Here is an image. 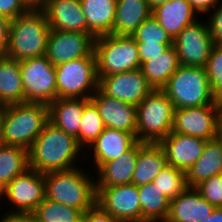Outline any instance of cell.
I'll use <instances>...</instances> for the list:
<instances>
[{
    "instance_id": "cell-1",
    "label": "cell",
    "mask_w": 222,
    "mask_h": 222,
    "mask_svg": "<svg viewBox=\"0 0 222 222\" xmlns=\"http://www.w3.org/2000/svg\"><path fill=\"white\" fill-rule=\"evenodd\" d=\"M82 150L74 136L48 121L28 150L29 168L43 174L76 168L80 154L87 152Z\"/></svg>"
},
{
    "instance_id": "cell-2",
    "label": "cell",
    "mask_w": 222,
    "mask_h": 222,
    "mask_svg": "<svg viewBox=\"0 0 222 222\" xmlns=\"http://www.w3.org/2000/svg\"><path fill=\"white\" fill-rule=\"evenodd\" d=\"M48 121L47 104L25 102L3 106L0 143L29 150Z\"/></svg>"
},
{
    "instance_id": "cell-3",
    "label": "cell",
    "mask_w": 222,
    "mask_h": 222,
    "mask_svg": "<svg viewBox=\"0 0 222 222\" xmlns=\"http://www.w3.org/2000/svg\"><path fill=\"white\" fill-rule=\"evenodd\" d=\"M50 30L45 11L34 5L11 20L7 57L22 61L44 56Z\"/></svg>"
},
{
    "instance_id": "cell-4",
    "label": "cell",
    "mask_w": 222,
    "mask_h": 222,
    "mask_svg": "<svg viewBox=\"0 0 222 222\" xmlns=\"http://www.w3.org/2000/svg\"><path fill=\"white\" fill-rule=\"evenodd\" d=\"M45 198L80 210L82 213L96 204L95 175L76 167L44 174Z\"/></svg>"
},
{
    "instance_id": "cell-5",
    "label": "cell",
    "mask_w": 222,
    "mask_h": 222,
    "mask_svg": "<svg viewBox=\"0 0 222 222\" xmlns=\"http://www.w3.org/2000/svg\"><path fill=\"white\" fill-rule=\"evenodd\" d=\"M161 90L175 109L221 102L212 94L205 67L180 65Z\"/></svg>"
},
{
    "instance_id": "cell-6",
    "label": "cell",
    "mask_w": 222,
    "mask_h": 222,
    "mask_svg": "<svg viewBox=\"0 0 222 222\" xmlns=\"http://www.w3.org/2000/svg\"><path fill=\"white\" fill-rule=\"evenodd\" d=\"M174 106L162 90H153L136 106V139L143 143H159L172 130Z\"/></svg>"
},
{
    "instance_id": "cell-7",
    "label": "cell",
    "mask_w": 222,
    "mask_h": 222,
    "mask_svg": "<svg viewBox=\"0 0 222 222\" xmlns=\"http://www.w3.org/2000/svg\"><path fill=\"white\" fill-rule=\"evenodd\" d=\"M97 76L104 77L140 68L137 42L132 36L108 34L95 38Z\"/></svg>"
},
{
    "instance_id": "cell-8",
    "label": "cell",
    "mask_w": 222,
    "mask_h": 222,
    "mask_svg": "<svg viewBox=\"0 0 222 222\" xmlns=\"http://www.w3.org/2000/svg\"><path fill=\"white\" fill-rule=\"evenodd\" d=\"M55 73L57 98L90 99L98 89L95 55L60 63Z\"/></svg>"
},
{
    "instance_id": "cell-9",
    "label": "cell",
    "mask_w": 222,
    "mask_h": 222,
    "mask_svg": "<svg viewBox=\"0 0 222 222\" xmlns=\"http://www.w3.org/2000/svg\"><path fill=\"white\" fill-rule=\"evenodd\" d=\"M24 103L50 104L57 98L55 66L40 56L19 61Z\"/></svg>"
},
{
    "instance_id": "cell-10",
    "label": "cell",
    "mask_w": 222,
    "mask_h": 222,
    "mask_svg": "<svg viewBox=\"0 0 222 222\" xmlns=\"http://www.w3.org/2000/svg\"><path fill=\"white\" fill-rule=\"evenodd\" d=\"M44 199V174L31 168L4 187V201L13 205L7 213L32 214Z\"/></svg>"
},
{
    "instance_id": "cell-11",
    "label": "cell",
    "mask_w": 222,
    "mask_h": 222,
    "mask_svg": "<svg viewBox=\"0 0 222 222\" xmlns=\"http://www.w3.org/2000/svg\"><path fill=\"white\" fill-rule=\"evenodd\" d=\"M197 19L173 40L179 63L184 66L205 67L210 56L213 39L207 22Z\"/></svg>"
},
{
    "instance_id": "cell-12",
    "label": "cell",
    "mask_w": 222,
    "mask_h": 222,
    "mask_svg": "<svg viewBox=\"0 0 222 222\" xmlns=\"http://www.w3.org/2000/svg\"><path fill=\"white\" fill-rule=\"evenodd\" d=\"M96 204L118 222H142L138 186L96 187Z\"/></svg>"
},
{
    "instance_id": "cell-13",
    "label": "cell",
    "mask_w": 222,
    "mask_h": 222,
    "mask_svg": "<svg viewBox=\"0 0 222 222\" xmlns=\"http://www.w3.org/2000/svg\"><path fill=\"white\" fill-rule=\"evenodd\" d=\"M220 104L174 110L171 132L190 135L206 141L216 139Z\"/></svg>"
},
{
    "instance_id": "cell-14",
    "label": "cell",
    "mask_w": 222,
    "mask_h": 222,
    "mask_svg": "<svg viewBox=\"0 0 222 222\" xmlns=\"http://www.w3.org/2000/svg\"><path fill=\"white\" fill-rule=\"evenodd\" d=\"M94 42L95 37L89 33L50 30L45 56L56 66L70 60L95 55Z\"/></svg>"
},
{
    "instance_id": "cell-15",
    "label": "cell",
    "mask_w": 222,
    "mask_h": 222,
    "mask_svg": "<svg viewBox=\"0 0 222 222\" xmlns=\"http://www.w3.org/2000/svg\"><path fill=\"white\" fill-rule=\"evenodd\" d=\"M98 88L107 96L138 106L153 88L139 69L98 77Z\"/></svg>"
},
{
    "instance_id": "cell-16",
    "label": "cell",
    "mask_w": 222,
    "mask_h": 222,
    "mask_svg": "<svg viewBox=\"0 0 222 222\" xmlns=\"http://www.w3.org/2000/svg\"><path fill=\"white\" fill-rule=\"evenodd\" d=\"M90 100L96 105L105 127L132 133L136 137V106L104 94L99 88Z\"/></svg>"
},
{
    "instance_id": "cell-17",
    "label": "cell",
    "mask_w": 222,
    "mask_h": 222,
    "mask_svg": "<svg viewBox=\"0 0 222 222\" xmlns=\"http://www.w3.org/2000/svg\"><path fill=\"white\" fill-rule=\"evenodd\" d=\"M206 142L198 137L171 132L158 144L167 163L186 173L203 153Z\"/></svg>"
},
{
    "instance_id": "cell-18",
    "label": "cell",
    "mask_w": 222,
    "mask_h": 222,
    "mask_svg": "<svg viewBox=\"0 0 222 222\" xmlns=\"http://www.w3.org/2000/svg\"><path fill=\"white\" fill-rule=\"evenodd\" d=\"M51 30L87 33V21L80 0H45L39 5Z\"/></svg>"
},
{
    "instance_id": "cell-19",
    "label": "cell",
    "mask_w": 222,
    "mask_h": 222,
    "mask_svg": "<svg viewBox=\"0 0 222 222\" xmlns=\"http://www.w3.org/2000/svg\"><path fill=\"white\" fill-rule=\"evenodd\" d=\"M136 141L132 133L106 127L89 147L91 152L88 153L94 161L92 164L95 170L97 171L104 163L121 156Z\"/></svg>"
},
{
    "instance_id": "cell-20",
    "label": "cell",
    "mask_w": 222,
    "mask_h": 222,
    "mask_svg": "<svg viewBox=\"0 0 222 222\" xmlns=\"http://www.w3.org/2000/svg\"><path fill=\"white\" fill-rule=\"evenodd\" d=\"M215 209L195 188H186L170 200L169 214L165 222H199Z\"/></svg>"
},
{
    "instance_id": "cell-21",
    "label": "cell",
    "mask_w": 222,
    "mask_h": 222,
    "mask_svg": "<svg viewBox=\"0 0 222 222\" xmlns=\"http://www.w3.org/2000/svg\"><path fill=\"white\" fill-rule=\"evenodd\" d=\"M140 141H136L126 152L118 158L104 163L95 173L96 187L119 186L131 184Z\"/></svg>"
},
{
    "instance_id": "cell-22",
    "label": "cell",
    "mask_w": 222,
    "mask_h": 222,
    "mask_svg": "<svg viewBox=\"0 0 222 222\" xmlns=\"http://www.w3.org/2000/svg\"><path fill=\"white\" fill-rule=\"evenodd\" d=\"M89 101L84 98H56L48 104L49 122L77 138L84 107Z\"/></svg>"
},
{
    "instance_id": "cell-23",
    "label": "cell",
    "mask_w": 222,
    "mask_h": 222,
    "mask_svg": "<svg viewBox=\"0 0 222 222\" xmlns=\"http://www.w3.org/2000/svg\"><path fill=\"white\" fill-rule=\"evenodd\" d=\"M196 15L197 12L187 0H171L155 7L151 13L173 40L197 20Z\"/></svg>"
},
{
    "instance_id": "cell-24",
    "label": "cell",
    "mask_w": 222,
    "mask_h": 222,
    "mask_svg": "<svg viewBox=\"0 0 222 222\" xmlns=\"http://www.w3.org/2000/svg\"><path fill=\"white\" fill-rule=\"evenodd\" d=\"M222 173V143L213 139L206 142L203 153L185 173L186 184L195 188L202 181Z\"/></svg>"
},
{
    "instance_id": "cell-25",
    "label": "cell",
    "mask_w": 222,
    "mask_h": 222,
    "mask_svg": "<svg viewBox=\"0 0 222 222\" xmlns=\"http://www.w3.org/2000/svg\"><path fill=\"white\" fill-rule=\"evenodd\" d=\"M167 164L163 149L158 143L140 142L132 184L141 186L153 182Z\"/></svg>"
},
{
    "instance_id": "cell-26",
    "label": "cell",
    "mask_w": 222,
    "mask_h": 222,
    "mask_svg": "<svg viewBox=\"0 0 222 222\" xmlns=\"http://www.w3.org/2000/svg\"><path fill=\"white\" fill-rule=\"evenodd\" d=\"M151 13L147 0H117L112 34L131 36Z\"/></svg>"
},
{
    "instance_id": "cell-27",
    "label": "cell",
    "mask_w": 222,
    "mask_h": 222,
    "mask_svg": "<svg viewBox=\"0 0 222 222\" xmlns=\"http://www.w3.org/2000/svg\"><path fill=\"white\" fill-rule=\"evenodd\" d=\"M117 0H80L87 33L95 38L112 34Z\"/></svg>"
},
{
    "instance_id": "cell-28",
    "label": "cell",
    "mask_w": 222,
    "mask_h": 222,
    "mask_svg": "<svg viewBox=\"0 0 222 222\" xmlns=\"http://www.w3.org/2000/svg\"><path fill=\"white\" fill-rule=\"evenodd\" d=\"M179 66L176 49L171 45L162 54L142 63L140 70L153 90H161Z\"/></svg>"
},
{
    "instance_id": "cell-29",
    "label": "cell",
    "mask_w": 222,
    "mask_h": 222,
    "mask_svg": "<svg viewBox=\"0 0 222 222\" xmlns=\"http://www.w3.org/2000/svg\"><path fill=\"white\" fill-rule=\"evenodd\" d=\"M24 103L20 63L10 57H0V104Z\"/></svg>"
},
{
    "instance_id": "cell-30",
    "label": "cell",
    "mask_w": 222,
    "mask_h": 222,
    "mask_svg": "<svg viewBox=\"0 0 222 222\" xmlns=\"http://www.w3.org/2000/svg\"><path fill=\"white\" fill-rule=\"evenodd\" d=\"M142 222H165L170 209V200L153 182L138 186Z\"/></svg>"
},
{
    "instance_id": "cell-31",
    "label": "cell",
    "mask_w": 222,
    "mask_h": 222,
    "mask_svg": "<svg viewBox=\"0 0 222 222\" xmlns=\"http://www.w3.org/2000/svg\"><path fill=\"white\" fill-rule=\"evenodd\" d=\"M29 168L28 150L0 143V184L5 187Z\"/></svg>"
},
{
    "instance_id": "cell-32",
    "label": "cell",
    "mask_w": 222,
    "mask_h": 222,
    "mask_svg": "<svg viewBox=\"0 0 222 222\" xmlns=\"http://www.w3.org/2000/svg\"><path fill=\"white\" fill-rule=\"evenodd\" d=\"M36 222H80L83 213L62 203L45 198L32 213Z\"/></svg>"
},
{
    "instance_id": "cell-33",
    "label": "cell",
    "mask_w": 222,
    "mask_h": 222,
    "mask_svg": "<svg viewBox=\"0 0 222 222\" xmlns=\"http://www.w3.org/2000/svg\"><path fill=\"white\" fill-rule=\"evenodd\" d=\"M96 105L90 100L84 107L79 136L76 138L78 145L89 150L91 144L105 129Z\"/></svg>"
},
{
    "instance_id": "cell-34",
    "label": "cell",
    "mask_w": 222,
    "mask_h": 222,
    "mask_svg": "<svg viewBox=\"0 0 222 222\" xmlns=\"http://www.w3.org/2000/svg\"><path fill=\"white\" fill-rule=\"evenodd\" d=\"M153 183L169 200L176 198L188 188L185 172L169 164L159 172Z\"/></svg>"
},
{
    "instance_id": "cell-35",
    "label": "cell",
    "mask_w": 222,
    "mask_h": 222,
    "mask_svg": "<svg viewBox=\"0 0 222 222\" xmlns=\"http://www.w3.org/2000/svg\"><path fill=\"white\" fill-rule=\"evenodd\" d=\"M131 36L137 44H173V39L153 16L146 19Z\"/></svg>"
},
{
    "instance_id": "cell-36",
    "label": "cell",
    "mask_w": 222,
    "mask_h": 222,
    "mask_svg": "<svg viewBox=\"0 0 222 222\" xmlns=\"http://www.w3.org/2000/svg\"><path fill=\"white\" fill-rule=\"evenodd\" d=\"M205 70L213 96L222 102V45H213Z\"/></svg>"
},
{
    "instance_id": "cell-37",
    "label": "cell",
    "mask_w": 222,
    "mask_h": 222,
    "mask_svg": "<svg viewBox=\"0 0 222 222\" xmlns=\"http://www.w3.org/2000/svg\"><path fill=\"white\" fill-rule=\"evenodd\" d=\"M195 189L212 206L215 208L222 207V174L202 181Z\"/></svg>"
},
{
    "instance_id": "cell-38",
    "label": "cell",
    "mask_w": 222,
    "mask_h": 222,
    "mask_svg": "<svg viewBox=\"0 0 222 222\" xmlns=\"http://www.w3.org/2000/svg\"><path fill=\"white\" fill-rule=\"evenodd\" d=\"M33 6L31 0H0V15L13 20Z\"/></svg>"
},
{
    "instance_id": "cell-39",
    "label": "cell",
    "mask_w": 222,
    "mask_h": 222,
    "mask_svg": "<svg viewBox=\"0 0 222 222\" xmlns=\"http://www.w3.org/2000/svg\"><path fill=\"white\" fill-rule=\"evenodd\" d=\"M211 11L212 13L207 21L210 27L213 44L222 45V0H219Z\"/></svg>"
},
{
    "instance_id": "cell-40",
    "label": "cell",
    "mask_w": 222,
    "mask_h": 222,
    "mask_svg": "<svg viewBox=\"0 0 222 222\" xmlns=\"http://www.w3.org/2000/svg\"><path fill=\"white\" fill-rule=\"evenodd\" d=\"M173 44H137L140 66L142 63L162 54Z\"/></svg>"
},
{
    "instance_id": "cell-41",
    "label": "cell",
    "mask_w": 222,
    "mask_h": 222,
    "mask_svg": "<svg viewBox=\"0 0 222 222\" xmlns=\"http://www.w3.org/2000/svg\"><path fill=\"white\" fill-rule=\"evenodd\" d=\"M83 222H118L109 213L105 212L99 205L95 204L92 208L83 213Z\"/></svg>"
},
{
    "instance_id": "cell-42",
    "label": "cell",
    "mask_w": 222,
    "mask_h": 222,
    "mask_svg": "<svg viewBox=\"0 0 222 222\" xmlns=\"http://www.w3.org/2000/svg\"><path fill=\"white\" fill-rule=\"evenodd\" d=\"M10 23L11 20L0 15V57L8 55Z\"/></svg>"
},
{
    "instance_id": "cell-43",
    "label": "cell",
    "mask_w": 222,
    "mask_h": 222,
    "mask_svg": "<svg viewBox=\"0 0 222 222\" xmlns=\"http://www.w3.org/2000/svg\"><path fill=\"white\" fill-rule=\"evenodd\" d=\"M192 8L199 13L200 15L206 14L207 12L211 13V9H213L219 0H187Z\"/></svg>"
},
{
    "instance_id": "cell-44",
    "label": "cell",
    "mask_w": 222,
    "mask_h": 222,
    "mask_svg": "<svg viewBox=\"0 0 222 222\" xmlns=\"http://www.w3.org/2000/svg\"><path fill=\"white\" fill-rule=\"evenodd\" d=\"M0 222H36L33 214H22V213H6Z\"/></svg>"
},
{
    "instance_id": "cell-45",
    "label": "cell",
    "mask_w": 222,
    "mask_h": 222,
    "mask_svg": "<svg viewBox=\"0 0 222 222\" xmlns=\"http://www.w3.org/2000/svg\"><path fill=\"white\" fill-rule=\"evenodd\" d=\"M199 222H222V207L215 208L207 218L200 220Z\"/></svg>"
},
{
    "instance_id": "cell-46",
    "label": "cell",
    "mask_w": 222,
    "mask_h": 222,
    "mask_svg": "<svg viewBox=\"0 0 222 222\" xmlns=\"http://www.w3.org/2000/svg\"><path fill=\"white\" fill-rule=\"evenodd\" d=\"M218 140H222V102H220V109L217 117V136Z\"/></svg>"
},
{
    "instance_id": "cell-47",
    "label": "cell",
    "mask_w": 222,
    "mask_h": 222,
    "mask_svg": "<svg viewBox=\"0 0 222 222\" xmlns=\"http://www.w3.org/2000/svg\"><path fill=\"white\" fill-rule=\"evenodd\" d=\"M171 0H147L148 2V5L150 7V9H154L155 7L161 5V4H164L166 2H169Z\"/></svg>"
},
{
    "instance_id": "cell-48",
    "label": "cell",
    "mask_w": 222,
    "mask_h": 222,
    "mask_svg": "<svg viewBox=\"0 0 222 222\" xmlns=\"http://www.w3.org/2000/svg\"><path fill=\"white\" fill-rule=\"evenodd\" d=\"M4 198V187L0 184V200Z\"/></svg>"
},
{
    "instance_id": "cell-49",
    "label": "cell",
    "mask_w": 222,
    "mask_h": 222,
    "mask_svg": "<svg viewBox=\"0 0 222 222\" xmlns=\"http://www.w3.org/2000/svg\"><path fill=\"white\" fill-rule=\"evenodd\" d=\"M45 0H31V2L34 4V5H40L41 3H43Z\"/></svg>"
},
{
    "instance_id": "cell-50",
    "label": "cell",
    "mask_w": 222,
    "mask_h": 222,
    "mask_svg": "<svg viewBox=\"0 0 222 222\" xmlns=\"http://www.w3.org/2000/svg\"><path fill=\"white\" fill-rule=\"evenodd\" d=\"M2 108H3V106L0 104V114H1Z\"/></svg>"
}]
</instances>
